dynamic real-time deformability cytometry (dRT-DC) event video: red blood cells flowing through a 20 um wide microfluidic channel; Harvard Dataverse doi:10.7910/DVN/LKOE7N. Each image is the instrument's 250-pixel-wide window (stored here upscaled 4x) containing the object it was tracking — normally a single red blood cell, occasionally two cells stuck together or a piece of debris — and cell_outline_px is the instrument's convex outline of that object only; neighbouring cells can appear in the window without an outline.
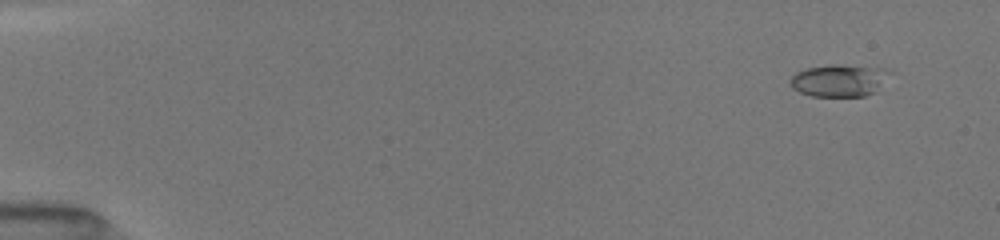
{"species": "common noctule bat (a hibernating species)", "species_latin": "Nyctalus noctula", "temperature_condition": "room temperature", "stored_images_in_passage": 51, "camera_frame_rate_fps": 3000, "um_per_image_px": 0.085, "animal": {"sex": "female", "body_mass_g": 19.5, "forearm_length_mm": 54.1}, "frame": {"image": 1, "passage_image": 4, "time_ms": 1.0, "image_size_px": [1000, 240], "cell_outline_px": [[892, 72], [876, 92], [864, 96], [812, 96], [800, 92], [792, 88], [788, 84], [788, 80], [796, 72], [808, 68], [832, 64], [836, 64], [884, 68]], "centroid_in_image_um": [71.32, 6.84], "position_along_channel_um": 13.7, "area_um2": 18.84}}
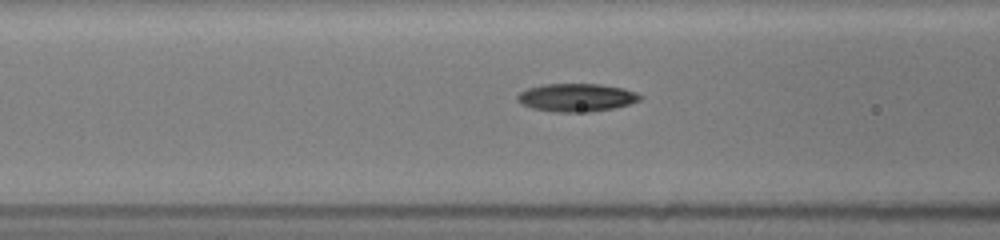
{"frame": {"image": 2, "passage_image": 22, "time_ms": 7.0, "image_size_px": [1000, 240], "cell_outline_px": [[644, 96], [640, 100], [616, 108], [588, 112], [552, 112], [532, 108], [520, 104], [516, 100], [516, 96], [520, 92], [528, 88], [544, 84], [600, 84], [624, 88], [636, 92]], "centroid_in_image_um": [49.0, 8.29], "position_along_channel_um": 117.6, "area_um2": 20.29}}
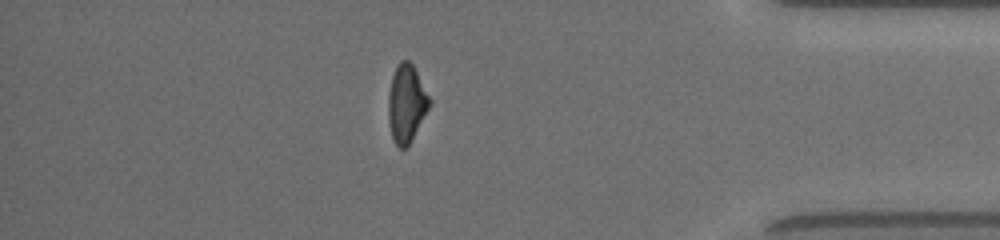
{"frame": {"image": 3, "passage_image": 45, "time_ms": 14.667, "image_size_px": [1000, 240], "cell_outline_px": [[432, 104], [412, 140], [404, 148], [400, 148], [396, 144], [392, 136], [388, 120], [388, 92], [392, 76], [400, 60], [408, 60], [412, 64], [432, 100]], "centroid_in_image_um": [34.56, 8.8], "position_along_channel_um": 400.6, "area_um2": 18.73}, "authors_computed_cell_mechanics": {"area_um2": 18.9006, "velocity_mm_per_s": 4.065, "shape_relaxation_time_tau1_ms": 2.9171, "shape_relaxation_time_tau2_ms": 3.475, "deformation_change_tau1": 0.1509, "deformation_change_tau2": 0.1095}}